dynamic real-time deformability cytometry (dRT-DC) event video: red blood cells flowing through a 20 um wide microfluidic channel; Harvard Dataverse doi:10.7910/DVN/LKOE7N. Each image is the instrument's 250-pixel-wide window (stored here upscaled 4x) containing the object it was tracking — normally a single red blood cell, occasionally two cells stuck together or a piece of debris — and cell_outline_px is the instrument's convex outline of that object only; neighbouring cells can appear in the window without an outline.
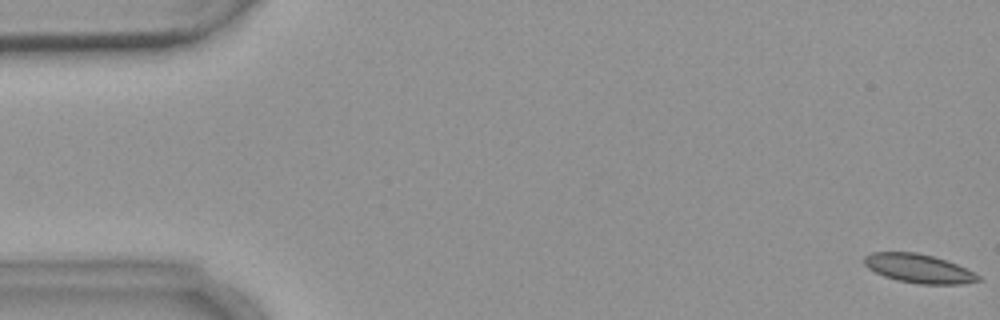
{"species": "common noctule bat (a hibernating species)", "species_latin": "Nyctalus noctula", "temperature_condition": "warm", "stored_images_in_passage": 5, "camera_frame_rate_fps": 3000, "um_per_image_px": 0.085, "animal": {"sex": "female", "body_mass_g": 18.4}, "frame": {"image": 1, "passage_image": 1, "time_ms": 0.0, "image_size_px": [1000, 320], "cell_outline_px": [[984, 280], [964, 284], [920, 284], [896, 280], [884, 276], [868, 268], [864, 264], [864, 256], [872, 252], [916, 252], [932, 256], [956, 264], [980, 276]], "centroid_in_image_um": [78.09, 22.83], "position_along_channel_um": 6.9, "area_um2": 19.07}}